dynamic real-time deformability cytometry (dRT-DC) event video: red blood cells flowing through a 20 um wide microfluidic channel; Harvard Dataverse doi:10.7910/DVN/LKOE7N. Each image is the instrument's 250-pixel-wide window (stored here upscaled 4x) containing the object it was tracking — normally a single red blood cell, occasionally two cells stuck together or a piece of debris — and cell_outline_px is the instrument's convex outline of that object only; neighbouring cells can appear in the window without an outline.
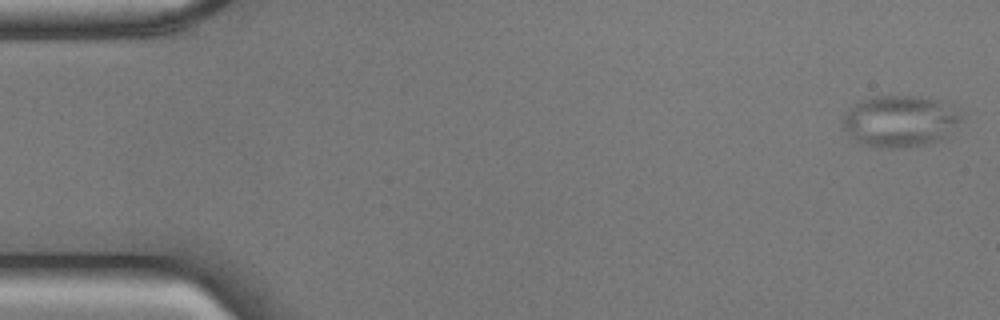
{"species": "common noctule bat (a hibernating species)", "species_latin": "Nyctalus noctula", "temperature_condition": "cold", "stored_images_in_passage": 54, "camera_frame_rate_fps": 3000, "um_per_image_px": 0.085, "animal": {"sex": "male", "body_mass_g": 17.9, "forearm_length_mm": 54.2}, "frame": {"image": 1, "passage_image": 1, "time_ms": 0.0, "image_size_px": [1000, 320], "cell_outline_px": [[968, 112], [948, 136], [944, 140], [928, 144], [896, 148], [880, 148], [856, 140], [840, 124], [840, 120], [860, 100], [872, 96], [916, 96], [948, 100]], "centroid_in_image_um": [76.66, 10.26], "position_along_channel_um": 8.3, "area_um2": 36.53}}
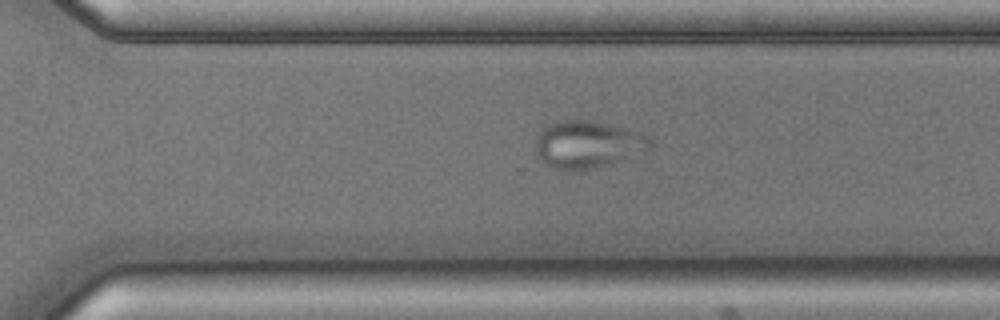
{"frame": {"image": 2, "passage_image": 37, "time_ms": 12.0, "image_size_px": [1000, 320], "cell_outline_px": [[648, 148], [604, 164], [592, 168], [576, 172], [572, 172], [552, 168], [544, 164], [536, 148], [536, 140], [540, 128], [556, 120], [584, 120], [624, 128], [636, 132], [644, 136], [648, 140]], "centroid_in_image_um": [49.77, 12.27], "position_along_channel_um": 320.8, "area_um2": 30.46}}
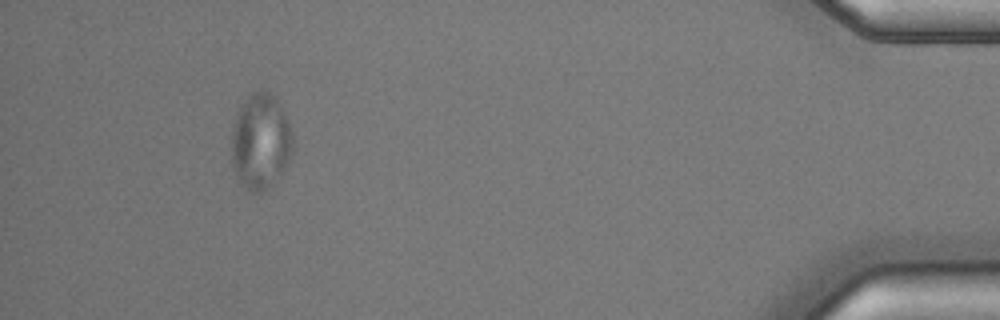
{"frame": {"image": 3, "passage_image": 50, "time_ms": 16.333, "image_size_px": [1000, 320], "cell_outline_px": [[292, 152], [280, 176], [264, 192], [248, 192], [240, 184], [232, 168], [232, 128], [236, 112], [240, 104], [248, 92], [260, 88], [268, 92], [276, 100], [284, 112], [288, 120], [292, 136]], "centroid_in_image_um": [22.11, 12.02], "position_along_channel_um": 413.1, "area_um2": 34.74}}